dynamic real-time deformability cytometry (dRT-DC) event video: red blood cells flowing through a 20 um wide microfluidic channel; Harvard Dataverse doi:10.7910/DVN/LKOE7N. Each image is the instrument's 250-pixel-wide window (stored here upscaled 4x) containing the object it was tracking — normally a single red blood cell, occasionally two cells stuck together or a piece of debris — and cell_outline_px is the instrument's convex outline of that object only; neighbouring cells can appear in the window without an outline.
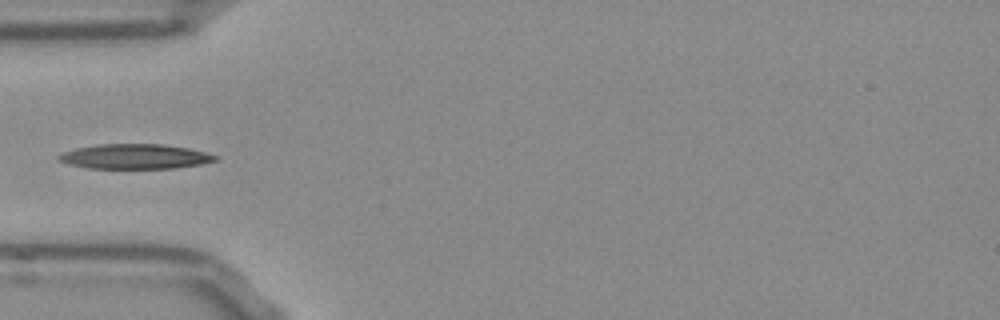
{"species": "Egyptian fruit bat (a non-hibernating species)", "species_latin": "Rousettus aegyptiacus", "temperature_condition": "room temperature", "stored_images_in_passage": 4, "camera_frame_rate_fps": 3000, "um_per_image_px": 0.085, "frame": {"image": 1, "passage_image": 1, "time_ms": 0.0, "image_size_px": [1000, 320], "cell_outline_px": [[220, 160], [200, 164], [172, 168], [88, 168], [68, 164], [60, 160], [56, 156], [64, 152], [76, 148], [96, 144], [160, 144], [188, 148], [204, 152], [216, 156]], "centroid_in_image_um": [11.45, 13.3], "position_along_channel_um": 73.5, "area_um2": 22.48}}